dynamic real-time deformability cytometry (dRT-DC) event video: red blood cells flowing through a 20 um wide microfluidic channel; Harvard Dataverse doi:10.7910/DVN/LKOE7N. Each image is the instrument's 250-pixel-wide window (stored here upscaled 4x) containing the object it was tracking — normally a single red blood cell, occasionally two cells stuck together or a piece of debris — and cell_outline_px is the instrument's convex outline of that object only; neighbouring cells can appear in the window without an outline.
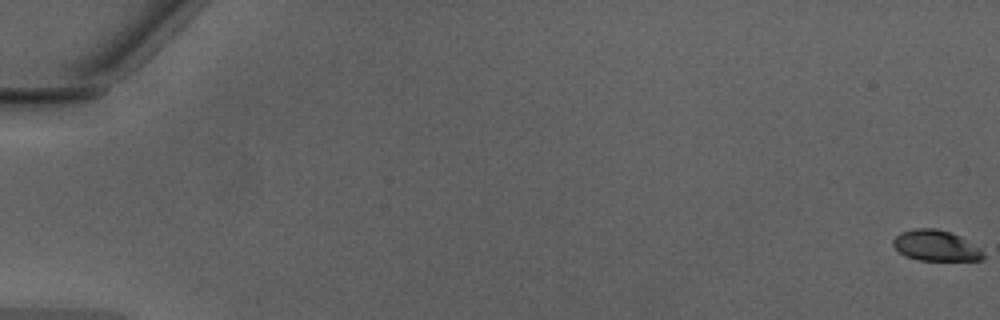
{"species": "Egyptian fruit bat (a non-hibernating species)", "species_latin": "Rousettus aegyptiacus", "temperature_condition": "warm", "stored_images_in_passage": 50, "camera_frame_rate_fps": 3000, "um_per_image_px": 0.085, "animal": {"sex": "male"}, "frame": {"image": 1, "passage_image": 1, "time_ms": 0.0, "image_size_px": [1000, 320], "cell_outline_px": [[984, 256], [980, 260], [920, 260], [904, 256], [892, 244], [892, 240], [900, 232], [916, 228], [936, 228], [960, 236], [980, 248], [984, 252]], "centroid_in_image_um": [79.53, 20.87], "position_along_channel_um": 5.5, "area_um2": 16.07}}
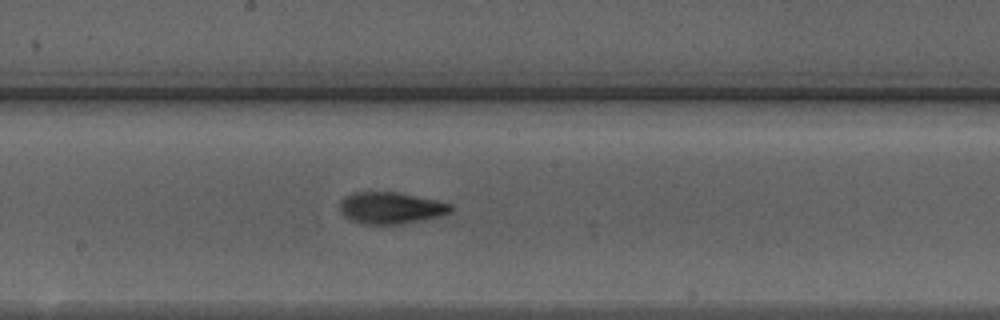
{"frame": {"image": 2, "passage_image": 29, "time_ms": 9.333, "image_size_px": [1000, 320], "cell_outline_px": [[452, 212], [440, 216], [400, 224], [364, 224], [352, 220], [344, 216], [340, 212], [340, 204], [344, 196], [352, 192], [396, 192], [436, 200], [452, 204]], "centroid_in_image_um": [33.21, 17.67], "position_along_channel_um": 215.0, "area_um2": 20.4}}
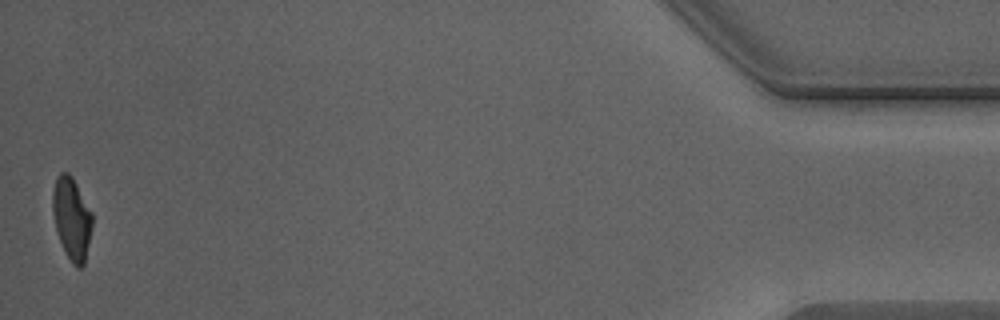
{"frame": {"image": 3, "passage_image": 50, "time_ms": 16.333, "image_size_px": [1000, 320], "cell_outline_px": [[92, 228], [84, 264], [80, 268], [76, 268], [72, 264], [64, 252], [56, 228], [52, 212], [52, 188], [56, 176], [60, 172], [68, 172], [72, 176], [92, 212]], "centroid_in_image_um": [6.08, 18.55], "position_along_channel_um": 429.1, "area_um2": 19.19}, "authors_computed_cell_mechanics": {"area_um2": 19.3919, "velocity_mm_per_s": 4.3172, "shape_relaxation_time_tau1_ms": 2.9785, "shape_relaxation_time_tau2_ms": 1.1838, "deformation_change_tau1": 0.1695, "deformation_change_tau2": 0.0838}}